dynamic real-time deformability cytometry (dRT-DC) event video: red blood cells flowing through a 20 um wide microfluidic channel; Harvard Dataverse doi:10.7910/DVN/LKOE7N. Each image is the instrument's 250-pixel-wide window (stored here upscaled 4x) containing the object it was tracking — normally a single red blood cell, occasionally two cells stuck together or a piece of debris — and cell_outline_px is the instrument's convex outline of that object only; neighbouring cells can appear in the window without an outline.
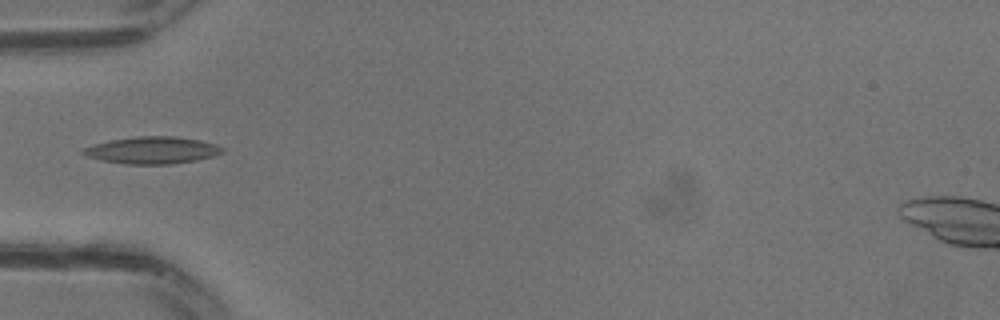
{"species": "common noctule bat (a hibernating species)", "species_latin": "Nyctalus noctula", "temperature_condition": "warm", "stored_images_in_passage": 13, "camera_frame_rate_fps": 3000, "um_per_image_px": 0.085, "animal": {"sex": "male", "body_mass_g": 13.3}, "frame": {"image": 1, "passage_image": 10, "time_ms": 3.0, "image_size_px": [1000, 320], "cell_outline_px": [[224, 152], [212, 156], [196, 160], [172, 164], [124, 164], [100, 160], [88, 156], [80, 152], [84, 148], [92, 144], [112, 140], [136, 136], [176, 136], [200, 140], [216, 144], [224, 148]], "centroid_in_image_um": [12.95, 12.77], "position_along_channel_um": 72.1, "area_um2": 21.96}}
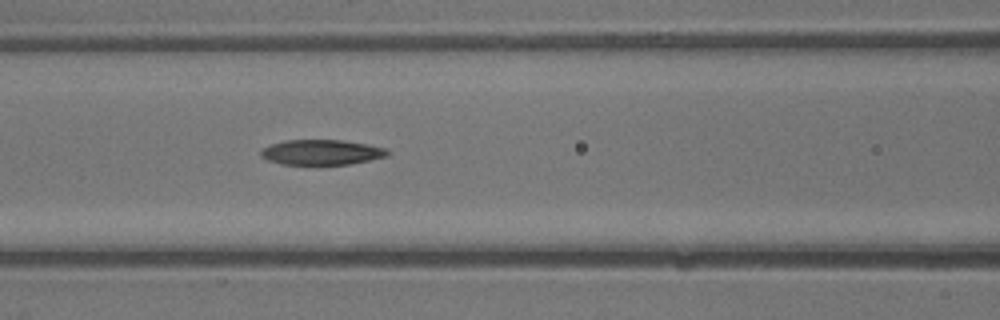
{"frame": {"image": 2, "passage_image": 13, "time_ms": 4.0, "image_size_px": [1000, 320], "cell_outline_px": [[392, 152], [388, 156], [348, 164], [280, 164], [268, 160], [260, 156], [260, 148], [284, 140], [344, 140], [368, 144], [384, 148]], "centroid_in_image_um": [27.31, 12.93], "position_along_channel_um": 139.3, "area_um2": 18.61}}